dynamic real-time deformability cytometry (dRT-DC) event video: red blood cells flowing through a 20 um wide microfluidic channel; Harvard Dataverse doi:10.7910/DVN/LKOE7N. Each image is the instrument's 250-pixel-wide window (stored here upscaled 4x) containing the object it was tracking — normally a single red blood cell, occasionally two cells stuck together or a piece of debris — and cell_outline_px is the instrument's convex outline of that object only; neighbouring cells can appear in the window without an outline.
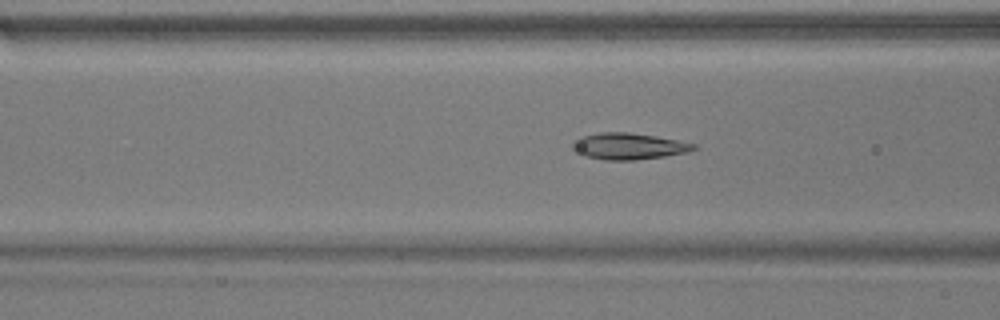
{"species": "common noctule bat (a hibernating species)", "species_latin": "Nyctalus noctula", "temperature_condition": "warm", "stored_images_in_passage": 39, "camera_frame_rate_fps": 3000, "um_per_image_px": 0.085, "animal": {"sex": "male", "body_mass_g": 17.9}, "frame": {"image": 1, "passage_image": 9, "time_ms": 2.667, "image_size_px": [1000, 320], "cell_outline_px": [[696, 148], [688, 152], [664, 156], [632, 160], [604, 160], [584, 156], [572, 148], [572, 144], [580, 136], [600, 132], [628, 132], [656, 136], [696, 144]], "centroid_in_image_um": [53.41, 12.42], "position_along_channel_um": 113.2, "area_um2": 18.55}}
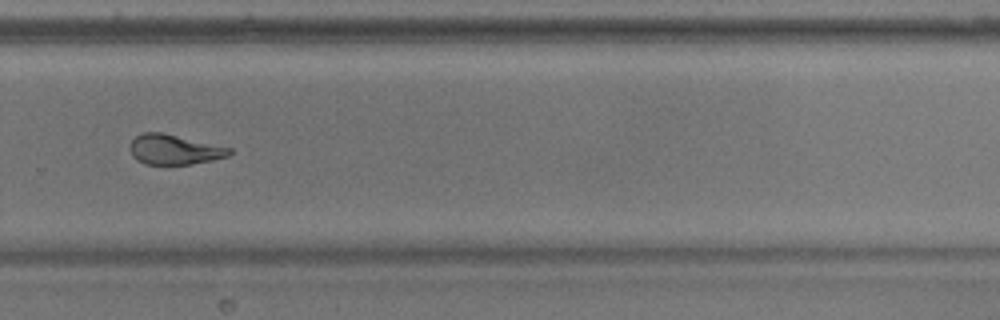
{"frame": {"image": 2, "passage_image": 25, "time_ms": 8.0, "image_size_px": [1000, 320], "cell_outline_px": [[232, 152], [228, 156], [212, 160], [192, 164], [144, 164], [136, 160], [132, 156], [128, 148], [128, 144], [136, 136], [144, 132], [164, 132], [232, 148]], "centroid_in_image_um": [14.78, 12.7], "position_along_channel_um": 315.0, "area_um2": 17.63}}
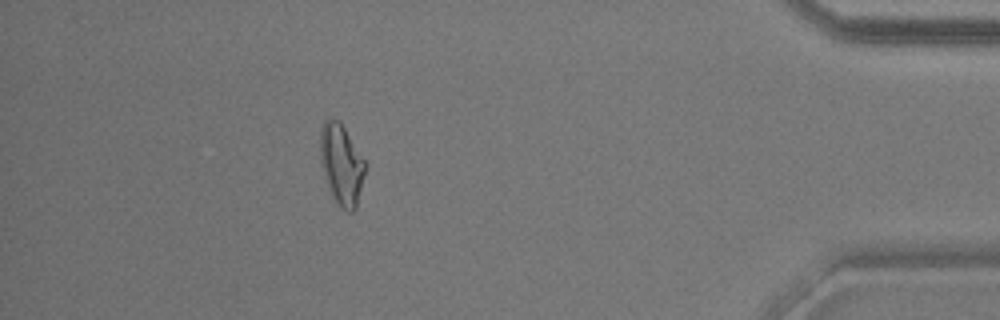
{"frame": {"image": 3, "passage_image": 36, "time_ms": 11.667, "image_size_px": [1000, 320], "cell_outline_px": [[368, 164], [356, 208], [352, 212], [348, 212], [340, 208], [336, 204], [324, 180], [320, 160], [320, 128], [324, 120], [340, 120]], "centroid_in_image_um": [29.03, 14.0], "position_along_channel_um": 406.2, "area_um2": 21.79}}